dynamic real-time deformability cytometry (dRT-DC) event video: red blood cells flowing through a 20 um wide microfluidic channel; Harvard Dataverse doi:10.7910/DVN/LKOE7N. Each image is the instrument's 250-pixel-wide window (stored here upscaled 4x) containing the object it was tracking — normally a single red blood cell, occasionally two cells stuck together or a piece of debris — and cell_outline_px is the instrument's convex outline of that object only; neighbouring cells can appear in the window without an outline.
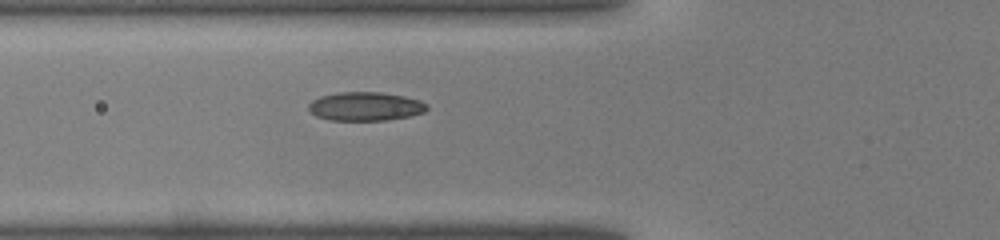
{"species": "common noctule bat (a hibernating species)", "species_latin": "Nyctalus noctula", "temperature_condition": "warm", "stored_images_in_passage": 30, "camera_frame_rate_fps": 3000, "um_per_image_px": 0.085, "animal": {"sex": "male", "body_mass_g": 19.0, "forearm_length_mm": 50.8}, "frame": {"image": 1, "passage_image": 3, "time_ms": 0.667, "image_size_px": [1000, 240], "cell_outline_px": [[428, 108], [424, 112], [408, 116], [388, 120], [328, 120], [316, 116], [308, 108], [308, 104], [312, 100], [320, 96], [336, 92], [380, 92], [404, 96], [420, 100], [428, 104]], "centroid_in_image_um": [31.05, 9.04], "position_along_channel_um": 94.8, "area_um2": 19.88}}
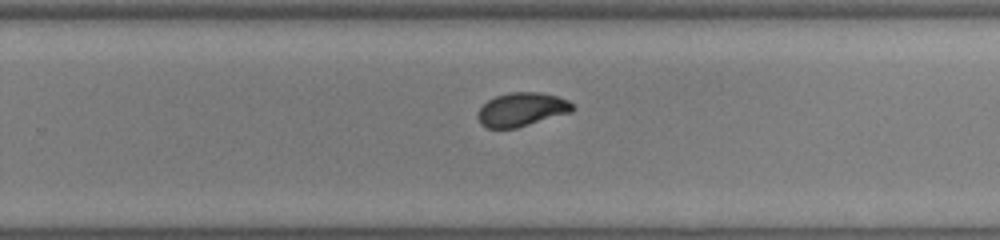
{"frame": {"image": 2, "passage_image": 15, "time_ms": 4.667, "image_size_px": [1000, 240], "cell_outline_px": [[576, 108], [572, 112], [516, 128], [488, 128], [480, 124], [476, 116], [480, 108], [488, 100], [496, 96], [508, 92], [540, 92], [556, 96], [568, 100]], "centroid_in_image_um": [44.34, 9.3], "position_along_channel_um": 285.5, "area_um2": 18.67}}
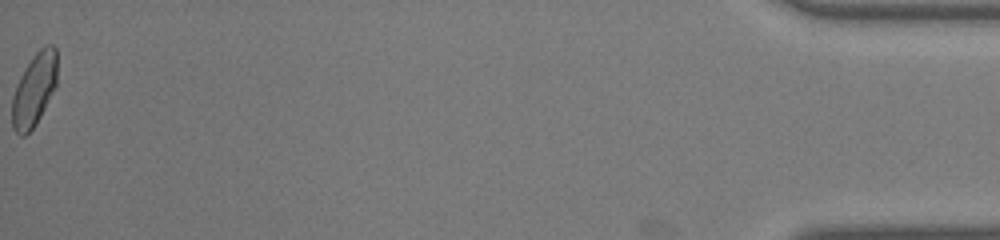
{"frame": {"image": 3, "passage_image": 30, "time_ms": 9.667, "image_size_px": [1000, 240], "cell_outline_px": [[56, 88], [36, 124], [24, 136], [20, 136], [12, 128], [12, 96], [16, 84], [24, 68], [32, 56], [44, 44], [52, 44], [56, 48]], "centroid_in_image_um": [2.9, 7.6], "position_along_channel_um": 432.3, "area_um2": 19.36}}